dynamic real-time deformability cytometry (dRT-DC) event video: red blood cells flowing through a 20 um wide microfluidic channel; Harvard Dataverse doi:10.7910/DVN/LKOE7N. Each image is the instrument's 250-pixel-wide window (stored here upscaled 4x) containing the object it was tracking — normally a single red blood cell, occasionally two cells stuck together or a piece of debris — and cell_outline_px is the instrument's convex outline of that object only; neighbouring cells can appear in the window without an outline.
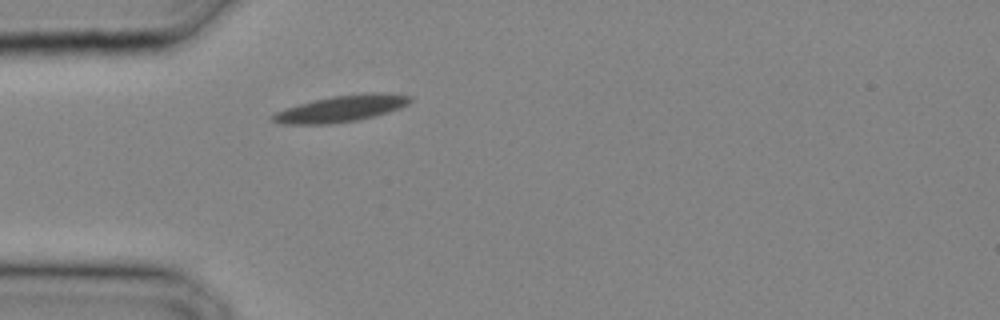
{"species": "common noctule bat (a hibernating species)", "species_latin": "Nyctalus noctula", "temperature_condition": "cold", "stored_images_in_passage": 20, "camera_frame_rate_fps": 3000, "um_per_image_px": 0.085, "animal": {"sex": "male", "body_mass_g": 20.4}, "frame": {"image": 1, "passage_image": 1, "time_ms": 0.0, "image_size_px": [1000, 320], "cell_outline_px": [[412, 100], [408, 104], [400, 108], [388, 112], [356, 120], [332, 124], [280, 124], [272, 120], [272, 116], [276, 112], [300, 104], [332, 96], [372, 92], [412, 96]], "centroid_in_image_um": [29.02, 9.24], "position_along_channel_um": 56.0, "area_um2": 20.75}}
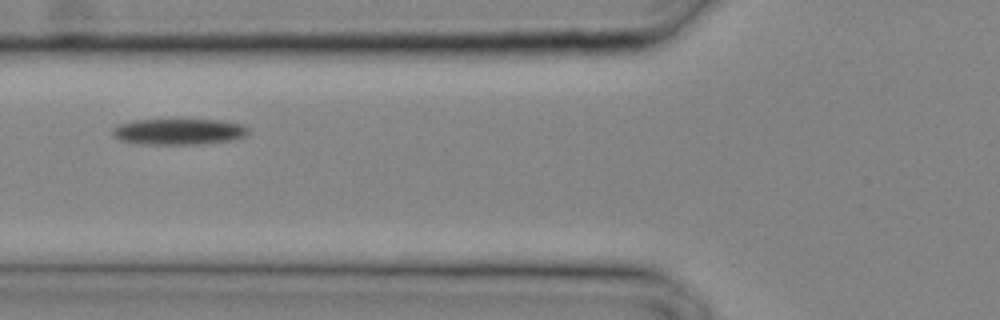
{"frame": {"image": 2, "passage_image": 4, "time_ms": 1.0, "image_size_px": [1000, 320], "cell_outline_px": [[248, 136], [236, 140], [200, 144], [140, 144], [120, 140], [112, 136], [112, 128], [116, 124], [136, 120], [224, 120], [244, 124], [248, 128]], "centroid_in_image_um": [15.23, 11.19], "position_along_channel_um": 110.6, "area_um2": 20.98}}
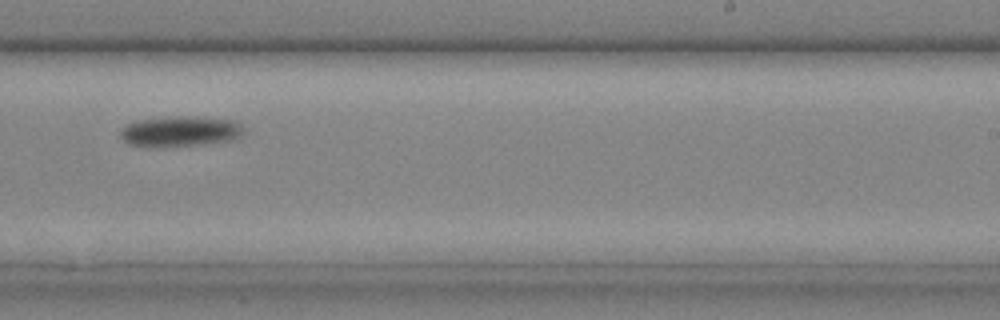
{"frame": {"image": 3, "passage_image": 12, "time_ms": 3.667, "image_size_px": [1000, 320], "cell_outline_px": [[244, 136], [240, 140], [164, 148], [148, 148], [128, 144], [120, 136], [120, 132], [128, 124], [140, 120], [180, 116], [188, 116], [232, 120], [240, 124], [244, 128]], "centroid_in_image_um": [15.38, 11.21], "position_along_channel_um": 273.6, "area_um2": 22.37}}